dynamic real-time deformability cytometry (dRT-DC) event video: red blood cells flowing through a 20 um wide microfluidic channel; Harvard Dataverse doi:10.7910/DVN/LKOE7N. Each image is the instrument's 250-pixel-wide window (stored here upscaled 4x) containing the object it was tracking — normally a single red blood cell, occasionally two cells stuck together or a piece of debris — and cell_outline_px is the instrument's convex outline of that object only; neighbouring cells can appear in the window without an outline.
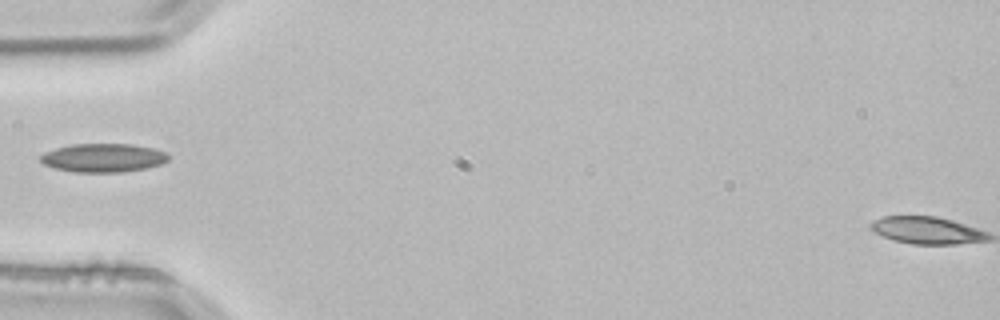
{"species": "common noctule bat (a hibernating species)", "species_latin": "Nyctalus noctula", "temperature_condition": "room temperature", "stored_images_in_passage": 2, "camera_frame_rate_fps": 3000, "um_per_image_px": 0.085, "animal": {"sex": "male", "body_mass_g": 21.5, "forearm_length_mm": 52.0}, "frame": {"image": 1, "passage_image": 2, "time_ms": 0.333, "image_size_px": [1000, 320], "cell_outline_px": [[168, 160], [160, 164], [148, 168], [120, 172], [76, 172], [56, 168], [44, 164], [40, 160], [40, 156], [44, 152], [56, 148], [72, 144], [128, 144], [152, 148], [164, 152], [168, 156]], "centroid_in_image_um": [8.76, 13.41], "position_along_channel_um": 76.2, "area_um2": 21.1}}